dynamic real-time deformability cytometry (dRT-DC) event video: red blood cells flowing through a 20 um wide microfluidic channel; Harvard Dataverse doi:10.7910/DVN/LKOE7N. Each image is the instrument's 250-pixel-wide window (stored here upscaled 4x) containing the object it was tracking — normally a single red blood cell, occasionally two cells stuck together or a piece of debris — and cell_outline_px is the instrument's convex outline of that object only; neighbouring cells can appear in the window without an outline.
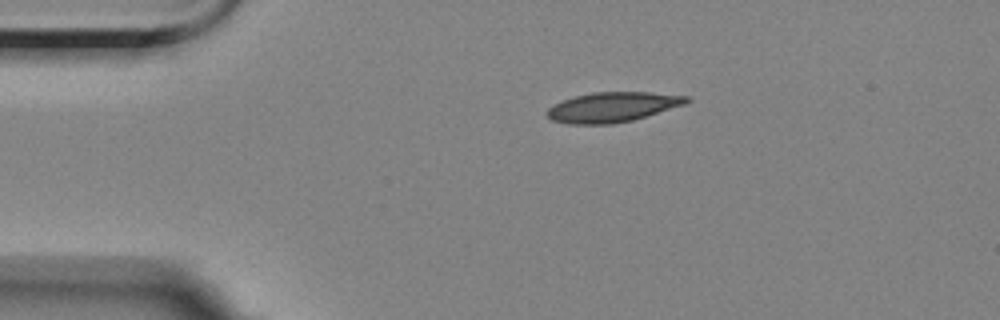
{"species": "Egyptian fruit bat (a non-hibernating species)", "species_latin": "Rousettus aegyptiacus", "temperature_condition": "room temperature", "stored_images_in_passage": 3, "camera_frame_rate_fps": 3000, "um_per_image_px": 0.085, "animal": {"sex": "female"}, "frame": {"image": 1, "passage_image": 1, "time_ms": 0.0, "image_size_px": [1000, 320], "cell_outline_px": [[692, 100], [684, 104], [632, 120], [612, 124], [568, 124], [552, 120], [548, 116], [548, 108], [552, 104], [576, 96], [592, 92], [652, 92], [688, 96]], "centroid_in_image_um": [52.06, 9.09], "position_along_channel_um": 32.9, "area_um2": 24.1}}
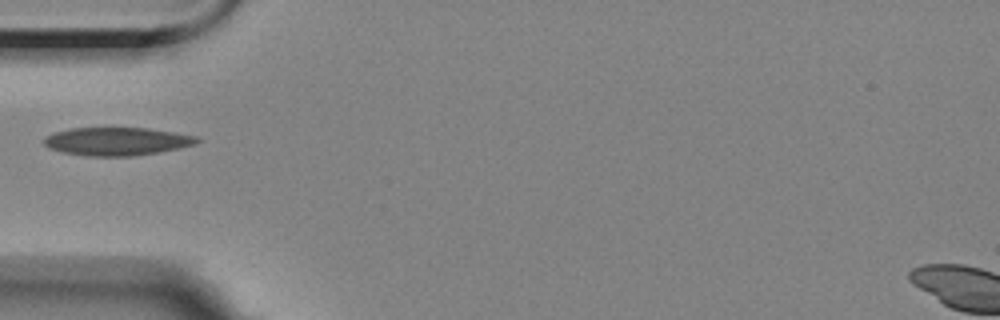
{"frame": {"image": 2, "passage_image": 3, "time_ms": 2.333, "image_size_px": [1000, 320], "cell_outline_px": [[200, 140], [196, 144], [180, 148], [132, 156], [84, 156], [60, 152], [48, 148], [44, 144], [44, 136], [68, 128], [148, 128], [196, 136]], "centroid_in_image_um": [9.88, 12.02], "position_along_channel_um": 75.1, "area_um2": 25.09}}